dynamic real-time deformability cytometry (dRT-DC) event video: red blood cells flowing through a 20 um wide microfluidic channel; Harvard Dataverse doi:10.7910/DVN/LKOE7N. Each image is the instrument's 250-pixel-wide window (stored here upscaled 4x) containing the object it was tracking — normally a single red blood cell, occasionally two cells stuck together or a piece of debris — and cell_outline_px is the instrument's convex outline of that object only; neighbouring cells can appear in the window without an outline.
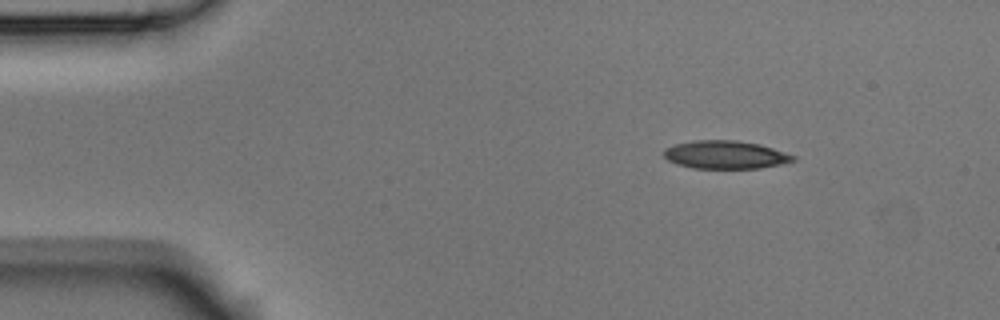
{"species": "Egyptian fruit bat (a non-hibernating species)", "species_latin": "Rousettus aegyptiacus", "temperature_condition": "room temperature", "stored_images_in_passage": 3, "camera_frame_rate_fps": 3000, "um_per_image_px": 0.085, "animal": {"sex": "male"}, "frame": {"image": 1, "passage_image": 1, "time_ms": 0.0, "image_size_px": [1000, 320], "cell_outline_px": [[796, 160], [784, 164], [760, 168], [692, 168], [676, 164], [668, 160], [664, 156], [664, 148], [676, 144], [696, 140], [736, 140], [760, 144], [796, 156]], "centroid_in_image_um": [61.67, 13.16], "position_along_channel_um": 23.3, "area_um2": 21.21}}